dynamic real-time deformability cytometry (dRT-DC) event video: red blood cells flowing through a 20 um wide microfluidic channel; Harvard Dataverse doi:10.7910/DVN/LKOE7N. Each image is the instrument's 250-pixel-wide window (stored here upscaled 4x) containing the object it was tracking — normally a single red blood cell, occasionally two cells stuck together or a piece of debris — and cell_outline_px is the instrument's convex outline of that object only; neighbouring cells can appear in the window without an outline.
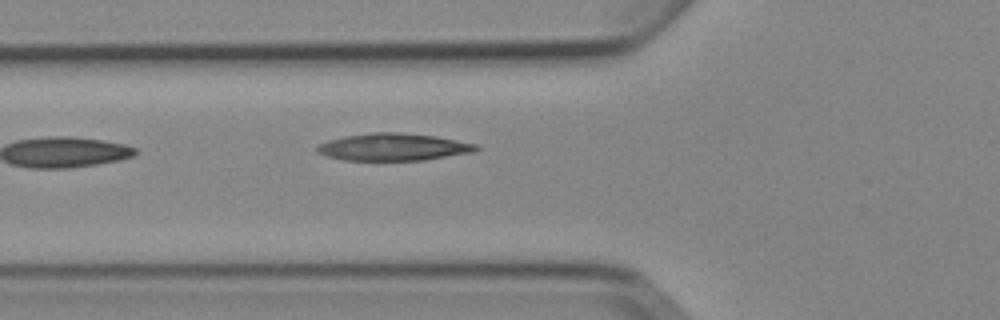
{"species": "Egyptian fruit bat (a non-hibernating species)", "species_latin": "Rousettus aegyptiacus", "temperature_condition": "cold", "stored_images_in_passage": 6, "camera_frame_rate_fps": 3000, "um_per_image_px": 0.085, "animal": {"sex": "female"}, "frame": {"image": 1, "passage_image": 6, "time_ms": 6.0, "image_size_px": [1000, 320], "cell_outline_px": [[480, 148], [472, 152], [424, 160], [344, 160], [328, 156], [316, 152], [316, 144], [328, 140], [344, 136], [372, 132], [396, 132], [436, 136], [476, 144]], "centroid_in_image_um": [33.39, 12.49], "position_along_channel_um": 92.4, "area_um2": 25.2}}